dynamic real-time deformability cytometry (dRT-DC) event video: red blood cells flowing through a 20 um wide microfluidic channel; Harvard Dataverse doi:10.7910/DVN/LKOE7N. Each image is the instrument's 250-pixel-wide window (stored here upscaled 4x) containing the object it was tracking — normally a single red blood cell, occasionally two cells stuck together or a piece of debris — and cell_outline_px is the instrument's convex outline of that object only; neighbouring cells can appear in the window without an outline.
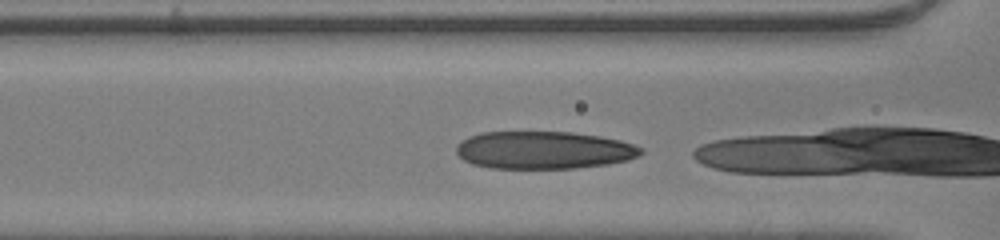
{"species": "human", "species_latin": "Homo sapiens", "temperature_condition": "room temperature", "stored_images_in_passage": 18, "camera_frame_rate_fps": 3000, "um_per_image_px": 0.085, "donor": {"sex": "male"}, "frame": {"image": 1, "passage_image": 6, "time_ms": 1.667, "image_size_px": [1000, 240], "cell_outline_px": [[644, 152], [636, 156], [624, 160], [608, 164], [576, 168], [488, 168], [472, 164], [464, 160], [456, 152], [456, 144], [460, 140], [468, 136], [480, 132], [572, 132], [600, 136], [620, 140], [644, 148]], "centroid_in_image_um": [46.17, 12.75], "position_along_channel_um": 120.4, "area_um2": 40.63}}
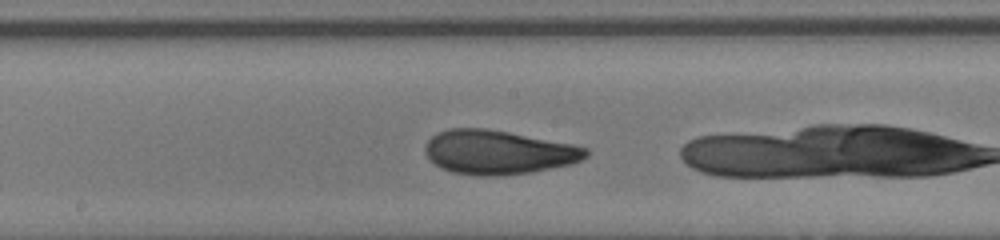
{"frame": {"image": 2, "passage_image": 12, "time_ms": 3.667, "image_size_px": [1000, 240], "cell_outline_px": [[588, 156], [572, 164], [532, 172], [492, 176], [480, 176], [452, 172], [440, 168], [424, 152], [424, 148], [428, 140], [436, 132], [448, 128], [488, 128], [572, 144], [588, 148]], "centroid_in_image_um": [42.34, 12.93], "position_along_channel_um": 205.9, "area_um2": 41.33}}
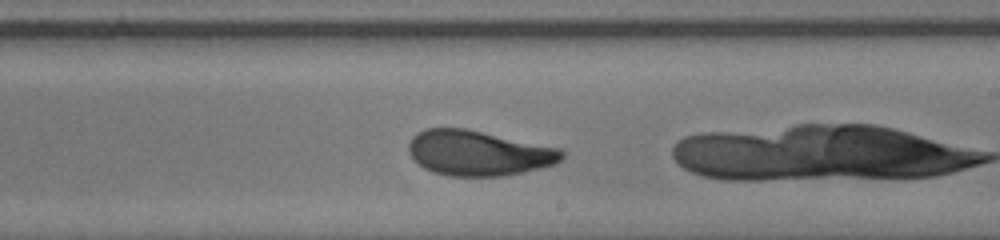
{"frame": {"image": 3, "passage_image": 15, "time_ms": 4.667, "image_size_px": [1000, 240], "cell_outline_px": [[564, 156], [556, 164], [540, 168], [504, 176], [448, 176], [424, 168], [408, 152], [408, 144], [412, 136], [416, 132], [424, 128], [468, 128], [564, 148]], "centroid_in_image_um": [40.71, 12.98], "position_along_channel_um": 248.3, "area_um2": 40.86}}